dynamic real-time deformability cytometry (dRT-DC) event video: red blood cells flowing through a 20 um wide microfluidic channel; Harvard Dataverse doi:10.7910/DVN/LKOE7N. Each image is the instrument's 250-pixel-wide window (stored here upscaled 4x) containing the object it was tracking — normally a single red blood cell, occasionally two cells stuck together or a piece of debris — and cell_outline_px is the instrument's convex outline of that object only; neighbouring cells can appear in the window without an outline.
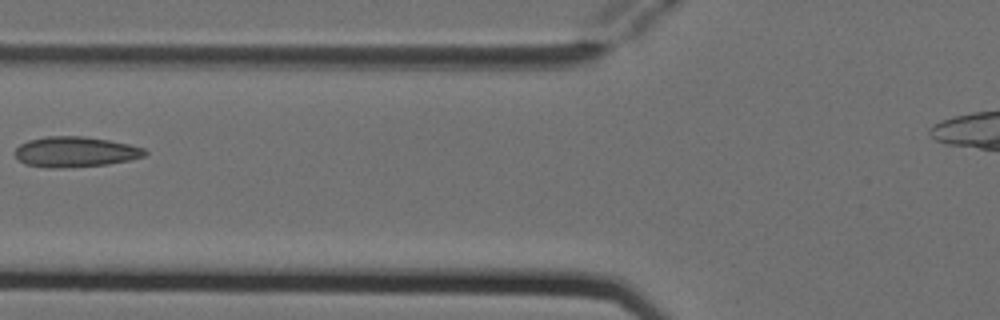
{"species": "Egyptian fruit bat (a non-hibernating species)", "species_latin": "Rousettus aegyptiacus", "temperature_condition": "cold", "stored_images_in_passage": 7, "camera_frame_rate_fps": 3000, "um_per_image_px": 0.085, "animal": {"sex": "female"}, "frame": {"image": 1, "passage_image": 6, "time_ms": 1.667, "image_size_px": [1000, 320], "cell_outline_px": [[148, 152], [144, 156], [128, 160], [108, 164], [64, 168], [48, 168], [24, 164], [12, 152], [20, 144], [28, 140], [44, 136], [84, 136], [108, 140], [128, 144], [144, 148]], "centroid_in_image_um": [6.36, 12.91], "position_along_channel_um": 119.4, "area_um2": 23.12}}
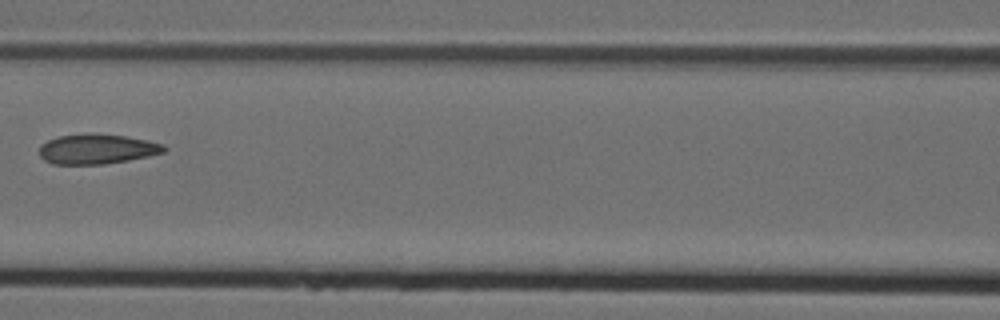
{"frame": {"image": 2, "passage_image": 7, "time_ms": 2.0, "image_size_px": [1000, 320], "cell_outline_px": [[168, 148], [164, 152], [148, 156], [128, 160], [104, 164], [52, 164], [44, 160], [40, 156], [40, 144], [48, 140], [60, 136], [88, 132], [92, 132], [124, 136], [148, 140], [164, 144]], "centroid_in_image_um": [8.24, 12.65], "position_along_channel_um": 158.4, "area_um2": 21.96}}